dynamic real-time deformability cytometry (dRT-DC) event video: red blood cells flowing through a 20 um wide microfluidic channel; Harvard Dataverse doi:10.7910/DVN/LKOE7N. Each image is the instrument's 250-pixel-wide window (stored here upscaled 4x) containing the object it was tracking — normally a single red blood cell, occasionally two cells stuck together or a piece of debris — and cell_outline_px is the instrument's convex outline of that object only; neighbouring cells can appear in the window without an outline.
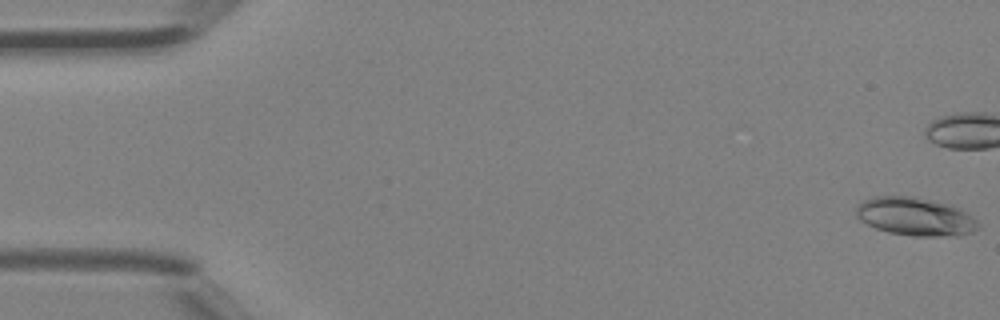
{"species": "Egyptian fruit bat (a non-hibernating species)", "species_latin": "Rousettus aegyptiacus", "temperature_condition": "room temperature", "stored_images_in_passage": 37, "camera_frame_rate_fps": 3000, "um_per_image_px": 0.085, "animal": {"sex": "female"}, "frame": {"image": 1, "passage_image": 1, "time_ms": 0.0, "image_size_px": [1000, 320], "cell_outline_px": [[980, 228], [972, 232], [960, 236], [912, 236], [888, 232], [876, 228], [860, 220], [856, 216], [856, 204], [864, 200], [876, 196], [916, 196], [952, 204], [960, 208], [972, 216], [980, 224]], "centroid_in_image_um": [77.83, 18.4], "position_along_channel_um": 7.2, "area_um2": 27.63}}